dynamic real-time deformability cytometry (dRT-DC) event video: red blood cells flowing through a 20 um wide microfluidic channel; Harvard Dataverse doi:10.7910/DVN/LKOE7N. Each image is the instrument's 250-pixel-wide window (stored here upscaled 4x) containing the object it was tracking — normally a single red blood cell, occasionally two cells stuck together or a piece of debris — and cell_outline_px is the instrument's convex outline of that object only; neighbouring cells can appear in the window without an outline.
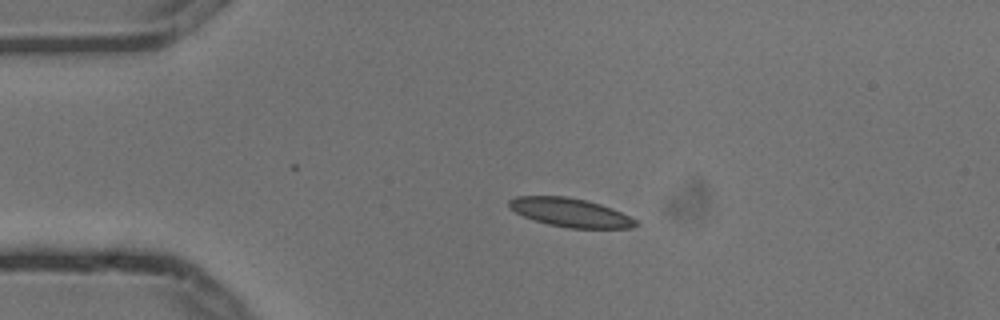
{"species": "common noctule bat (a hibernating species)", "species_latin": "Nyctalus noctula", "temperature_condition": "cold", "stored_images_in_passage": 2, "camera_frame_rate_fps": 3000, "um_per_image_px": 0.085, "animal": {"sex": "male", "body_mass_g": 13.3}, "frame": {"image": 1, "passage_image": 1, "time_ms": 0.0, "image_size_px": [1000, 320], "cell_outline_px": [[640, 224], [632, 228], [568, 228], [548, 224], [524, 216], [516, 212], [508, 204], [508, 200], [516, 196], [564, 196], [584, 200], [600, 204], [612, 208], [636, 220]], "centroid_in_image_um": [48.49, 18.07], "position_along_channel_um": 36.5, "area_um2": 20.92}}